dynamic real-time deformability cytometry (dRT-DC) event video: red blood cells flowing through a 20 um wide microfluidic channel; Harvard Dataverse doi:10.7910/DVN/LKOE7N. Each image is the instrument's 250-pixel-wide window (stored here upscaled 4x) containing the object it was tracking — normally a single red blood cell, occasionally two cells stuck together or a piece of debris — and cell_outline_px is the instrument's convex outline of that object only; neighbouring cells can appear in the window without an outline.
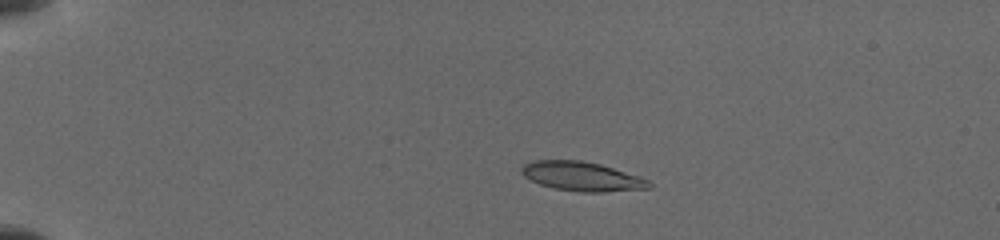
{"species": "common noctule bat (a hibernating species)", "species_latin": "Nyctalus noctula", "temperature_condition": "cold", "stored_images_in_passage": 13, "camera_frame_rate_fps": 3000, "um_per_image_px": 0.085, "animal": {"sex": "female", "body_mass_g": 19.5, "forearm_length_mm": 54.1}, "frame": {"image": 1, "passage_image": 8, "time_ms": 4.0, "image_size_px": [1000, 240], "cell_outline_px": [[652, 188], [600, 192], [580, 192], [556, 188], [540, 184], [524, 176], [520, 172], [520, 168], [524, 164], [536, 160], [580, 160], [600, 164], [648, 180], [652, 184]], "centroid_in_image_um": [49.43, 14.99], "position_along_channel_um": 35.6, "area_um2": 21.39}}
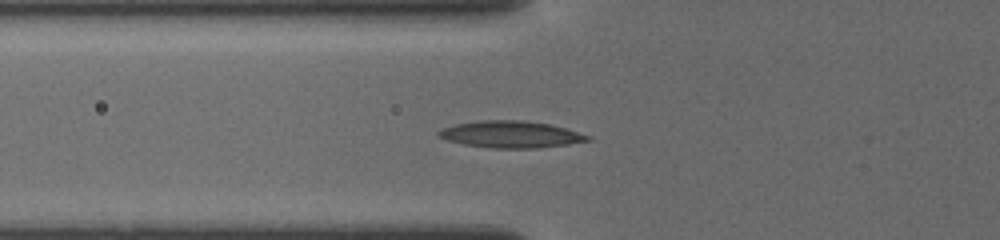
{"frame": {"image": 2, "passage_image": 13, "time_ms": 7.0, "image_size_px": [1000, 240], "cell_outline_px": [[592, 140], [568, 144], [536, 148], [492, 148], [464, 144], [448, 140], [436, 136], [436, 132], [440, 128], [456, 124], [480, 120], [524, 120], [548, 124], [564, 128], [592, 136]], "centroid_in_image_um": [43.39, 11.42], "position_along_channel_um": 82.4, "area_um2": 23.29}}